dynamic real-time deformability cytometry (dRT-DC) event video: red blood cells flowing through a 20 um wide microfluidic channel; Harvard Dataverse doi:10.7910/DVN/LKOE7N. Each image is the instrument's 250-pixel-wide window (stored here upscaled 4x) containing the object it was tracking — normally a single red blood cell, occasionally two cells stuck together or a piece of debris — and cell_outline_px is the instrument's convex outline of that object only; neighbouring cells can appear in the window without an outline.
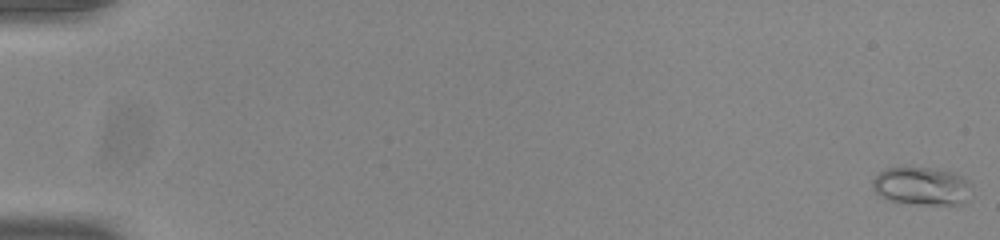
{"species": "common noctule bat (a hibernating species)", "species_latin": "Nyctalus noctula", "temperature_condition": "room temperature", "stored_images_in_passage": 54, "camera_frame_rate_fps": 3000, "um_per_image_px": 0.085, "animal": {"sex": "male", "body_mass_g": 20.0, "forearm_length_mm": 53.3}, "frame": {"image": 1, "passage_image": 1, "time_ms": 0.0, "image_size_px": [1000, 240], "cell_outline_px": [[972, 184], [964, 204], [908, 204], [884, 200], [872, 188], [872, 180], [884, 168], [928, 168], [952, 172], [968, 180]], "centroid_in_image_um": [78.3, 15.84], "position_along_channel_um": 6.7, "area_um2": 22.02}}
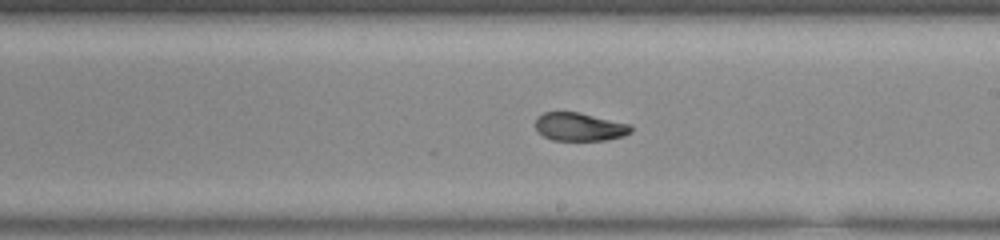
{"frame": {"image": 2, "passage_image": 33, "time_ms": 10.667, "image_size_px": [1000, 240], "cell_outline_px": [[632, 132], [624, 136], [604, 140], [552, 140], [544, 136], [536, 128], [536, 116], [544, 112], [580, 112], [632, 124]], "centroid_in_image_um": [49.3, 10.77], "position_along_channel_um": 239.7, "area_um2": 15.84}}
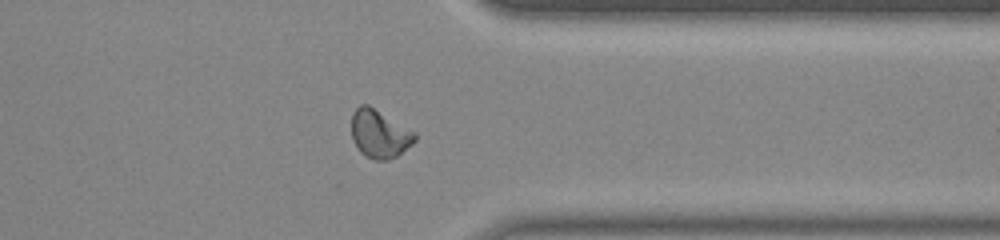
{"frame": {"image": 3, "passage_image": 44, "time_ms": 14.333, "image_size_px": [1000, 240], "cell_outline_px": [[416, 140], [412, 144], [396, 156], [388, 160], [372, 160], [360, 152], [352, 140], [352, 112], [360, 104], [368, 104], [416, 132]], "centroid_in_image_um": [32.25, 11.37], "position_along_channel_um": 379.2, "area_um2": 17.86}, "authors_computed_cell_mechanics": {"area_um2": 16.6464, "velocity_mm_per_s": 3.8929, "shape_relaxation_time_tau1_ms": null, "shape_relaxation_time_tau2_ms": 1.5208, "deformation_change_tau1": null, "deformation_change_tau2": 0.05}}